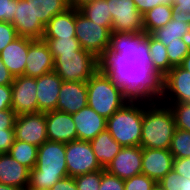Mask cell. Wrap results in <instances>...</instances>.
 Listing matches in <instances>:
<instances>
[{"instance_id":"14","label":"cell","mask_w":190,"mask_h":190,"mask_svg":"<svg viewBox=\"0 0 190 190\" xmlns=\"http://www.w3.org/2000/svg\"><path fill=\"white\" fill-rule=\"evenodd\" d=\"M12 25L18 36L33 40L43 39L45 26L33 16L32 7L27 0H15V13Z\"/></svg>"},{"instance_id":"11","label":"cell","mask_w":190,"mask_h":190,"mask_svg":"<svg viewBox=\"0 0 190 190\" xmlns=\"http://www.w3.org/2000/svg\"><path fill=\"white\" fill-rule=\"evenodd\" d=\"M15 139L34 146H41L48 140L45 113H25L17 115L14 126Z\"/></svg>"},{"instance_id":"27","label":"cell","mask_w":190,"mask_h":190,"mask_svg":"<svg viewBox=\"0 0 190 190\" xmlns=\"http://www.w3.org/2000/svg\"><path fill=\"white\" fill-rule=\"evenodd\" d=\"M148 46L151 55V67L162 79L173 66L169 63L166 46L148 34Z\"/></svg>"},{"instance_id":"26","label":"cell","mask_w":190,"mask_h":190,"mask_svg":"<svg viewBox=\"0 0 190 190\" xmlns=\"http://www.w3.org/2000/svg\"><path fill=\"white\" fill-rule=\"evenodd\" d=\"M32 7L33 16L46 26L57 14L72 6L71 0H27Z\"/></svg>"},{"instance_id":"20","label":"cell","mask_w":190,"mask_h":190,"mask_svg":"<svg viewBox=\"0 0 190 190\" xmlns=\"http://www.w3.org/2000/svg\"><path fill=\"white\" fill-rule=\"evenodd\" d=\"M63 80L53 71L36 78L38 112L57 110Z\"/></svg>"},{"instance_id":"8","label":"cell","mask_w":190,"mask_h":190,"mask_svg":"<svg viewBox=\"0 0 190 190\" xmlns=\"http://www.w3.org/2000/svg\"><path fill=\"white\" fill-rule=\"evenodd\" d=\"M68 176L75 177L103 169L96 160L89 141L74 140L65 143Z\"/></svg>"},{"instance_id":"5","label":"cell","mask_w":190,"mask_h":190,"mask_svg":"<svg viewBox=\"0 0 190 190\" xmlns=\"http://www.w3.org/2000/svg\"><path fill=\"white\" fill-rule=\"evenodd\" d=\"M86 83L87 105L105 119L130 100L121 87L100 69Z\"/></svg>"},{"instance_id":"7","label":"cell","mask_w":190,"mask_h":190,"mask_svg":"<svg viewBox=\"0 0 190 190\" xmlns=\"http://www.w3.org/2000/svg\"><path fill=\"white\" fill-rule=\"evenodd\" d=\"M111 32L86 18L75 6V37L81 47L100 59L108 50Z\"/></svg>"},{"instance_id":"31","label":"cell","mask_w":190,"mask_h":190,"mask_svg":"<svg viewBox=\"0 0 190 190\" xmlns=\"http://www.w3.org/2000/svg\"><path fill=\"white\" fill-rule=\"evenodd\" d=\"M53 59L62 54L75 53L83 48L77 38H43Z\"/></svg>"},{"instance_id":"10","label":"cell","mask_w":190,"mask_h":190,"mask_svg":"<svg viewBox=\"0 0 190 190\" xmlns=\"http://www.w3.org/2000/svg\"><path fill=\"white\" fill-rule=\"evenodd\" d=\"M161 103L190 102V73L181 66L173 68L161 79Z\"/></svg>"},{"instance_id":"48","label":"cell","mask_w":190,"mask_h":190,"mask_svg":"<svg viewBox=\"0 0 190 190\" xmlns=\"http://www.w3.org/2000/svg\"><path fill=\"white\" fill-rule=\"evenodd\" d=\"M14 77L6 68L2 59L0 58V85H11L13 83Z\"/></svg>"},{"instance_id":"41","label":"cell","mask_w":190,"mask_h":190,"mask_svg":"<svg viewBox=\"0 0 190 190\" xmlns=\"http://www.w3.org/2000/svg\"><path fill=\"white\" fill-rule=\"evenodd\" d=\"M15 0H0V21L13 22Z\"/></svg>"},{"instance_id":"53","label":"cell","mask_w":190,"mask_h":190,"mask_svg":"<svg viewBox=\"0 0 190 190\" xmlns=\"http://www.w3.org/2000/svg\"><path fill=\"white\" fill-rule=\"evenodd\" d=\"M71 1H72V5L77 6L78 4H80V3H82V2H84L86 0H71Z\"/></svg>"},{"instance_id":"43","label":"cell","mask_w":190,"mask_h":190,"mask_svg":"<svg viewBox=\"0 0 190 190\" xmlns=\"http://www.w3.org/2000/svg\"><path fill=\"white\" fill-rule=\"evenodd\" d=\"M172 169L184 179H190V157L174 158Z\"/></svg>"},{"instance_id":"40","label":"cell","mask_w":190,"mask_h":190,"mask_svg":"<svg viewBox=\"0 0 190 190\" xmlns=\"http://www.w3.org/2000/svg\"><path fill=\"white\" fill-rule=\"evenodd\" d=\"M99 190H125L124 180L105 170L102 174Z\"/></svg>"},{"instance_id":"23","label":"cell","mask_w":190,"mask_h":190,"mask_svg":"<svg viewBox=\"0 0 190 190\" xmlns=\"http://www.w3.org/2000/svg\"><path fill=\"white\" fill-rule=\"evenodd\" d=\"M43 38H76L75 5L55 15L45 26Z\"/></svg>"},{"instance_id":"13","label":"cell","mask_w":190,"mask_h":190,"mask_svg":"<svg viewBox=\"0 0 190 190\" xmlns=\"http://www.w3.org/2000/svg\"><path fill=\"white\" fill-rule=\"evenodd\" d=\"M105 170L122 180L142 174V147H122L119 153L107 165Z\"/></svg>"},{"instance_id":"16","label":"cell","mask_w":190,"mask_h":190,"mask_svg":"<svg viewBox=\"0 0 190 190\" xmlns=\"http://www.w3.org/2000/svg\"><path fill=\"white\" fill-rule=\"evenodd\" d=\"M47 138L50 141L69 143L77 140L72 114L58 110L45 113Z\"/></svg>"},{"instance_id":"38","label":"cell","mask_w":190,"mask_h":190,"mask_svg":"<svg viewBox=\"0 0 190 190\" xmlns=\"http://www.w3.org/2000/svg\"><path fill=\"white\" fill-rule=\"evenodd\" d=\"M172 9V19L190 24V0H173Z\"/></svg>"},{"instance_id":"25","label":"cell","mask_w":190,"mask_h":190,"mask_svg":"<svg viewBox=\"0 0 190 190\" xmlns=\"http://www.w3.org/2000/svg\"><path fill=\"white\" fill-rule=\"evenodd\" d=\"M79 12L89 20L112 31V17L108 0H86L77 5Z\"/></svg>"},{"instance_id":"4","label":"cell","mask_w":190,"mask_h":190,"mask_svg":"<svg viewBox=\"0 0 190 190\" xmlns=\"http://www.w3.org/2000/svg\"><path fill=\"white\" fill-rule=\"evenodd\" d=\"M150 103L146 100H129L106 119V129L122 147L140 146L143 111Z\"/></svg>"},{"instance_id":"54","label":"cell","mask_w":190,"mask_h":190,"mask_svg":"<svg viewBox=\"0 0 190 190\" xmlns=\"http://www.w3.org/2000/svg\"><path fill=\"white\" fill-rule=\"evenodd\" d=\"M152 190H164L159 183H156Z\"/></svg>"},{"instance_id":"19","label":"cell","mask_w":190,"mask_h":190,"mask_svg":"<svg viewBox=\"0 0 190 190\" xmlns=\"http://www.w3.org/2000/svg\"><path fill=\"white\" fill-rule=\"evenodd\" d=\"M33 41V39L18 36L0 52L2 62L13 77L25 75L28 48Z\"/></svg>"},{"instance_id":"3","label":"cell","mask_w":190,"mask_h":190,"mask_svg":"<svg viewBox=\"0 0 190 190\" xmlns=\"http://www.w3.org/2000/svg\"><path fill=\"white\" fill-rule=\"evenodd\" d=\"M67 176L65 143L47 140L38 147L37 162L30 170L29 185L49 190L56 182Z\"/></svg>"},{"instance_id":"37","label":"cell","mask_w":190,"mask_h":190,"mask_svg":"<svg viewBox=\"0 0 190 190\" xmlns=\"http://www.w3.org/2000/svg\"><path fill=\"white\" fill-rule=\"evenodd\" d=\"M156 182L144 174L124 180L125 190H152Z\"/></svg>"},{"instance_id":"6","label":"cell","mask_w":190,"mask_h":190,"mask_svg":"<svg viewBox=\"0 0 190 190\" xmlns=\"http://www.w3.org/2000/svg\"><path fill=\"white\" fill-rule=\"evenodd\" d=\"M99 69V59L84 49L54 59V72L63 81L87 82Z\"/></svg>"},{"instance_id":"52","label":"cell","mask_w":190,"mask_h":190,"mask_svg":"<svg viewBox=\"0 0 190 190\" xmlns=\"http://www.w3.org/2000/svg\"><path fill=\"white\" fill-rule=\"evenodd\" d=\"M23 190H44V189H39V188H35L32 185H26Z\"/></svg>"},{"instance_id":"32","label":"cell","mask_w":190,"mask_h":190,"mask_svg":"<svg viewBox=\"0 0 190 190\" xmlns=\"http://www.w3.org/2000/svg\"><path fill=\"white\" fill-rule=\"evenodd\" d=\"M169 149L174 158L190 157V132L176 128Z\"/></svg>"},{"instance_id":"1","label":"cell","mask_w":190,"mask_h":190,"mask_svg":"<svg viewBox=\"0 0 190 190\" xmlns=\"http://www.w3.org/2000/svg\"><path fill=\"white\" fill-rule=\"evenodd\" d=\"M107 74L130 100L160 99L161 78L152 69L148 34L111 32L107 52L99 59Z\"/></svg>"},{"instance_id":"45","label":"cell","mask_w":190,"mask_h":190,"mask_svg":"<svg viewBox=\"0 0 190 190\" xmlns=\"http://www.w3.org/2000/svg\"><path fill=\"white\" fill-rule=\"evenodd\" d=\"M17 114L13 109L0 111V131L3 129H14Z\"/></svg>"},{"instance_id":"35","label":"cell","mask_w":190,"mask_h":190,"mask_svg":"<svg viewBox=\"0 0 190 190\" xmlns=\"http://www.w3.org/2000/svg\"><path fill=\"white\" fill-rule=\"evenodd\" d=\"M169 63L172 66H180L184 58L190 53V48L180 38V42L169 43L166 47Z\"/></svg>"},{"instance_id":"34","label":"cell","mask_w":190,"mask_h":190,"mask_svg":"<svg viewBox=\"0 0 190 190\" xmlns=\"http://www.w3.org/2000/svg\"><path fill=\"white\" fill-rule=\"evenodd\" d=\"M105 168L74 177L78 190H99Z\"/></svg>"},{"instance_id":"49","label":"cell","mask_w":190,"mask_h":190,"mask_svg":"<svg viewBox=\"0 0 190 190\" xmlns=\"http://www.w3.org/2000/svg\"><path fill=\"white\" fill-rule=\"evenodd\" d=\"M180 66L190 73V53L184 58Z\"/></svg>"},{"instance_id":"9","label":"cell","mask_w":190,"mask_h":190,"mask_svg":"<svg viewBox=\"0 0 190 190\" xmlns=\"http://www.w3.org/2000/svg\"><path fill=\"white\" fill-rule=\"evenodd\" d=\"M108 5L112 17L111 32H144L143 14L133 0H108Z\"/></svg>"},{"instance_id":"46","label":"cell","mask_w":190,"mask_h":190,"mask_svg":"<svg viewBox=\"0 0 190 190\" xmlns=\"http://www.w3.org/2000/svg\"><path fill=\"white\" fill-rule=\"evenodd\" d=\"M12 88L11 85H0V111L12 109Z\"/></svg>"},{"instance_id":"28","label":"cell","mask_w":190,"mask_h":190,"mask_svg":"<svg viewBox=\"0 0 190 190\" xmlns=\"http://www.w3.org/2000/svg\"><path fill=\"white\" fill-rule=\"evenodd\" d=\"M189 30L190 24L179 19H171L165 26L153 31L151 35L167 47L169 43L180 42V38Z\"/></svg>"},{"instance_id":"18","label":"cell","mask_w":190,"mask_h":190,"mask_svg":"<svg viewBox=\"0 0 190 190\" xmlns=\"http://www.w3.org/2000/svg\"><path fill=\"white\" fill-rule=\"evenodd\" d=\"M87 83L63 81L57 103V110L69 114L76 113L87 106Z\"/></svg>"},{"instance_id":"50","label":"cell","mask_w":190,"mask_h":190,"mask_svg":"<svg viewBox=\"0 0 190 190\" xmlns=\"http://www.w3.org/2000/svg\"><path fill=\"white\" fill-rule=\"evenodd\" d=\"M0 190H23V189L19 188V187L8 186V185L0 183Z\"/></svg>"},{"instance_id":"17","label":"cell","mask_w":190,"mask_h":190,"mask_svg":"<svg viewBox=\"0 0 190 190\" xmlns=\"http://www.w3.org/2000/svg\"><path fill=\"white\" fill-rule=\"evenodd\" d=\"M54 71V59L43 39L34 40L28 48L25 75L33 78Z\"/></svg>"},{"instance_id":"30","label":"cell","mask_w":190,"mask_h":190,"mask_svg":"<svg viewBox=\"0 0 190 190\" xmlns=\"http://www.w3.org/2000/svg\"><path fill=\"white\" fill-rule=\"evenodd\" d=\"M9 154L20 164L32 170L36 166L38 147L15 139Z\"/></svg>"},{"instance_id":"33","label":"cell","mask_w":190,"mask_h":190,"mask_svg":"<svg viewBox=\"0 0 190 190\" xmlns=\"http://www.w3.org/2000/svg\"><path fill=\"white\" fill-rule=\"evenodd\" d=\"M172 110L177 129L190 132V102L162 103Z\"/></svg>"},{"instance_id":"22","label":"cell","mask_w":190,"mask_h":190,"mask_svg":"<svg viewBox=\"0 0 190 190\" xmlns=\"http://www.w3.org/2000/svg\"><path fill=\"white\" fill-rule=\"evenodd\" d=\"M30 170L9 153L0 154V183L24 188L29 184Z\"/></svg>"},{"instance_id":"39","label":"cell","mask_w":190,"mask_h":190,"mask_svg":"<svg viewBox=\"0 0 190 190\" xmlns=\"http://www.w3.org/2000/svg\"><path fill=\"white\" fill-rule=\"evenodd\" d=\"M17 37L16 28L12 23L0 21V52Z\"/></svg>"},{"instance_id":"29","label":"cell","mask_w":190,"mask_h":190,"mask_svg":"<svg viewBox=\"0 0 190 190\" xmlns=\"http://www.w3.org/2000/svg\"><path fill=\"white\" fill-rule=\"evenodd\" d=\"M172 6L160 4L143 14V26L146 34H151L165 26L172 19Z\"/></svg>"},{"instance_id":"24","label":"cell","mask_w":190,"mask_h":190,"mask_svg":"<svg viewBox=\"0 0 190 190\" xmlns=\"http://www.w3.org/2000/svg\"><path fill=\"white\" fill-rule=\"evenodd\" d=\"M89 142L95 154L96 160L102 168H106L122 148V146L113 139L107 129L99 133Z\"/></svg>"},{"instance_id":"47","label":"cell","mask_w":190,"mask_h":190,"mask_svg":"<svg viewBox=\"0 0 190 190\" xmlns=\"http://www.w3.org/2000/svg\"><path fill=\"white\" fill-rule=\"evenodd\" d=\"M49 190H78L74 177L67 176L56 182Z\"/></svg>"},{"instance_id":"12","label":"cell","mask_w":190,"mask_h":190,"mask_svg":"<svg viewBox=\"0 0 190 190\" xmlns=\"http://www.w3.org/2000/svg\"><path fill=\"white\" fill-rule=\"evenodd\" d=\"M11 108L17 115L38 112L36 78L21 75L14 77Z\"/></svg>"},{"instance_id":"36","label":"cell","mask_w":190,"mask_h":190,"mask_svg":"<svg viewBox=\"0 0 190 190\" xmlns=\"http://www.w3.org/2000/svg\"><path fill=\"white\" fill-rule=\"evenodd\" d=\"M158 183L164 190H189V179H184L173 169L167 173Z\"/></svg>"},{"instance_id":"15","label":"cell","mask_w":190,"mask_h":190,"mask_svg":"<svg viewBox=\"0 0 190 190\" xmlns=\"http://www.w3.org/2000/svg\"><path fill=\"white\" fill-rule=\"evenodd\" d=\"M170 149L142 148V174L158 183L173 168Z\"/></svg>"},{"instance_id":"51","label":"cell","mask_w":190,"mask_h":190,"mask_svg":"<svg viewBox=\"0 0 190 190\" xmlns=\"http://www.w3.org/2000/svg\"><path fill=\"white\" fill-rule=\"evenodd\" d=\"M182 40L190 48V30L182 36Z\"/></svg>"},{"instance_id":"42","label":"cell","mask_w":190,"mask_h":190,"mask_svg":"<svg viewBox=\"0 0 190 190\" xmlns=\"http://www.w3.org/2000/svg\"><path fill=\"white\" fill-rule=\"evenodd\" d=\"M14 140V129H3L0 131V154L9 153Z\"/></svg>"},{"instance_id":"44","label":"cell","mask_w":190,"mask_h":190,"mask_svg":"<svg viewBox=\"0 0 190 190\" xmlns=\"http://www.w3.org/2000/svg\"><path fill=\"white\" fill-rule=\"evenodd\" d=\"M136 4L137 10L144 14L148 10H151L157 5L164 4L168 6H172L173 0H133Z\"/></svg>"},{"instance_id":"21","label":"cell","mask_w":190,"mask_h":190,"mask_svg":"<svg viewBox=\"0 0 190 190\" xmlns=\"http://www.w3.org/2000/svg\"><path fill=\"white\" fill-rule=\"evenodd\" d=\"M77 139L90 141L106 129V119L88 105L72 114Z\"/></svg>"},{"instance_id":"2","label":"cell","mask_w":190,"mask_h":190,"mask_svg":"<svg viewBox=\"0 0 190 190\" xmlns=\"http://www.w3.org/2000/svg\"><path fill=\"white\" fill-rule=\"evenodd\" d=\"M175 129V118L169 106L151 102L143 111L140 146L169 149Z\"/></svg>"}]
</instances>
